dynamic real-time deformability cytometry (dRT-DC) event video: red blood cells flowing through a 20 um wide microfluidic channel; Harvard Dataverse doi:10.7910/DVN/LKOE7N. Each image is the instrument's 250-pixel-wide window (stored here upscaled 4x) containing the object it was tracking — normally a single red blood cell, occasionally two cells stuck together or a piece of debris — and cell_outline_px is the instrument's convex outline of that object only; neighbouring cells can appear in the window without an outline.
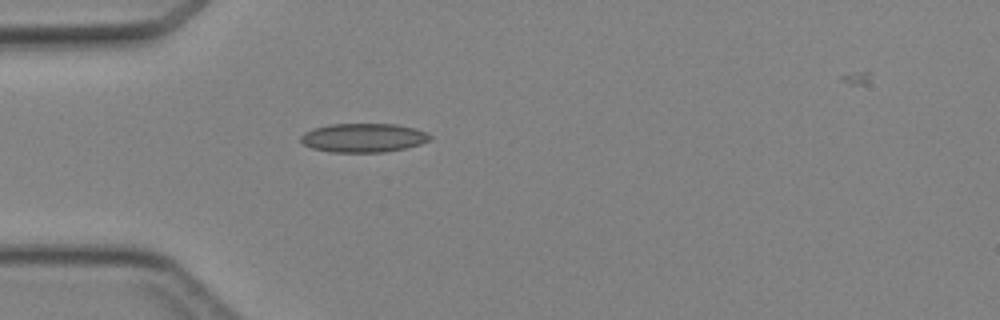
{"species": "Egyptian fruit bat (a non-hibernating species)", "species_latin": "Rousettus aegyptiacus", "temperature_condition": "cold", "stored_images_in_passage": 1, "camera_frame_rate_fps": 3000, "um_per_image_px": 0.085, "animal": {"sex": "female"}, "frame": {"image": 1, "passage_image": 1, "time_ms": 0.0, "image_size_px": [1000, 320], "cell_outline_px": [[432, 136], [428, 140], [420, 144], [404, 148], [384, 152], [332, 152], [312, 148], [304, 144], [300, 140], [300, 136], [304, 132], [312, 128], [328, 124], [396, 124], [416, 128]], "centroid_in_image_um": [30.85, 11.7], "position_along_channel_um": 54.1, "area_um2": 21.73}}